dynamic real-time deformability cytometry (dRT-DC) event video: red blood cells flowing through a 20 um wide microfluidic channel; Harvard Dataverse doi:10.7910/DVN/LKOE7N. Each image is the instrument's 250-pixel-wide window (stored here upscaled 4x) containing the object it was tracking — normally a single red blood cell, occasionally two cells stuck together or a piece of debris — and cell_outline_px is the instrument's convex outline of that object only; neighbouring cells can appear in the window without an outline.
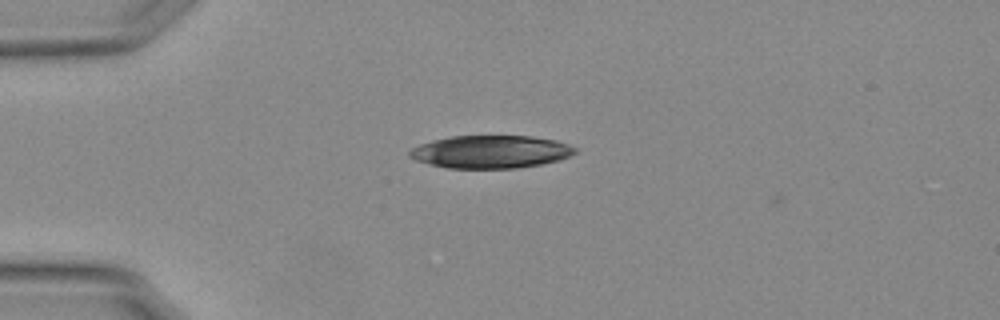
{"species": "Egyptian fruit bat (a non-hibernating species)", "species_latin": "Rousettus aegyptiacus", "temperature_condition": "warm", "stored_images_in_passage": 42, "camera_frame_rate_fps": 3000, "um_per_image_px": 0.085, "animal": {"sex": "female"}, "frame": {"image": 1, "passage_image": 2, "time_ms": 0.333, "image_size_px": [1000, 320], "cell_outline_px": [[576, 152], [572, 156], [560, 160], [540, 164], [516, 168], [448, 168], [428, 164], [416, 160], [408, 156], [408, 152], [412, 148], [420, 144], [432, 140], [452, 136], [532, 136], [556, 140], [568, 144], [576, 148]], "centroid_in_image_um": [41.72, 12.9], "position_along_channel_um": 43.3, "area_um2": 31.73}}
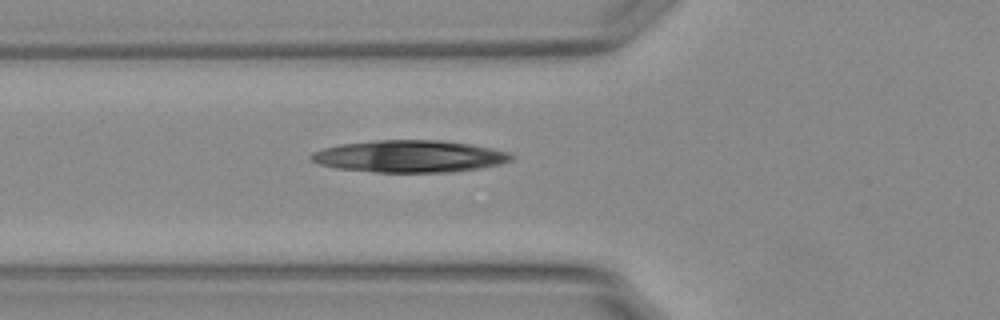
{"frame": {"image": 2, "passage_image": 8, "time_ms": 2.333, "image_size_px": [1000, 320], "cell_outline_px": [[516, 156], [512, 160], [500, 164], [480, 168], [452, 172], [376, 172], [336, 168], [320, 164], [312, 160], [308, 156], [312, 152], [324, 148], [340, 144], [376, 140], [440, 140], [472, 144], [492, 148], [508, 152]], "centroid_in_image_um": [34.84, 13.28], "position_along_channel_um": 91.0, "area_um2": 37.51}}